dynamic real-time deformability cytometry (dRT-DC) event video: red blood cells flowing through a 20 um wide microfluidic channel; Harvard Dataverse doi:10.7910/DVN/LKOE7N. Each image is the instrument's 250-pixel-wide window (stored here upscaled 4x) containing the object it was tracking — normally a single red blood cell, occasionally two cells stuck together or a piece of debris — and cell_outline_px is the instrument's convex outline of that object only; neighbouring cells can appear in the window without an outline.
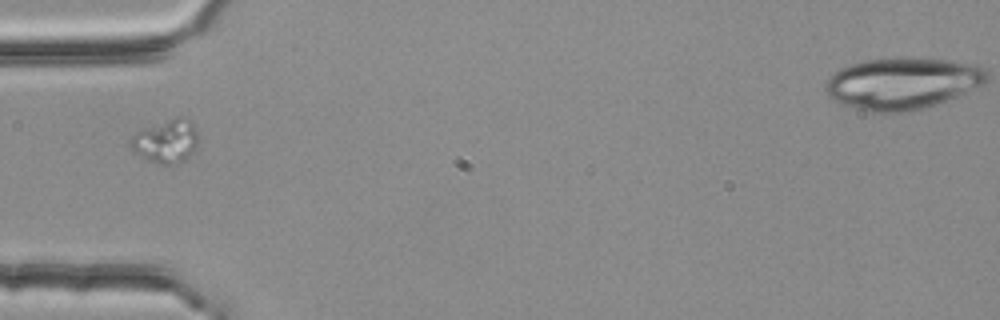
{"species": "common noctule bat (a hibernating species)", "species_latin": "Nyctalus noctula", "temperature_condition": "room temperature", "stored_images_in_passage": 6, "segment_of_instrument_passage": [2, 2], "camera_frame_rate_fps": 3000, "um_per_image_px": 0.085, "animal": {"sex": "female", "body_mass_g": 25.1}, "frame": {"image": 1, "passage_image": 5, "time_ms": 1.333, "image_size_px": [1000, 320], "cell_outline_px": [[196, 144], [192, 152], [184, 160], [176, 164], [160, 164], [148, 160], [132, 148], [128, 144], [132, 136], [136, 132], [144, 128], [176, 116], [180, 116], [188, 120], [196, 128]], "centroid_in_image_um": [14.1, 11.99], "position_along_channel_um": 70.9, "area_um2": 16.7}}